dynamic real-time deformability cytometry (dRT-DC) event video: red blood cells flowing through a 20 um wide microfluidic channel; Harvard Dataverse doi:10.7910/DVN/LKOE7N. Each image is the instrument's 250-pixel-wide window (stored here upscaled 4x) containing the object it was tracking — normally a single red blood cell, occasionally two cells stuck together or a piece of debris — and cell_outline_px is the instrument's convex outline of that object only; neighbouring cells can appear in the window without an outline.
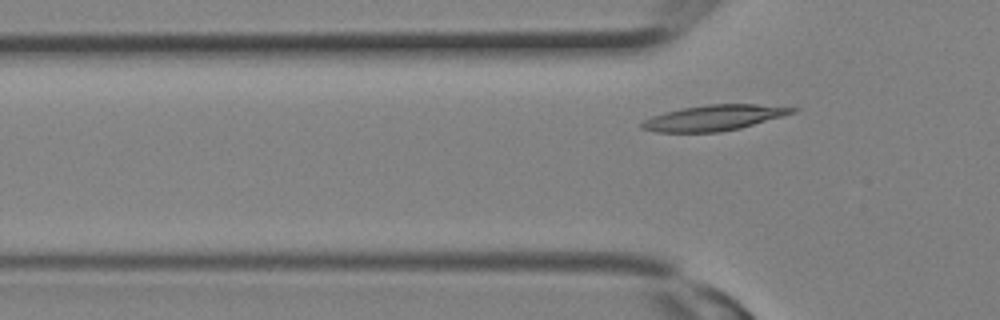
{"species": "Egyptian fruit bat (a non-hibernating species)", "species_latin": "Rousettus aegyptiacus", "temperature_condition": "room temperature", "stored_images_in_passage": 3, "camera_frame_rate_fps": 3000, "um_per_image_px": 0.085, "animal": {"sex": "female"}, "frame": {"image": 1, "passage_image": 3, "time_ms": 0.667, "image_size_px": [1000, 320], "cell_outline_px": [[800, 108], [796, 112], [740, 128], [720, 132], [656, 132], [640, 128], [640, 124], [644, 120], [652, 116], [664, 112], [680, 108], [708, 104], [756, 104]], "centroid_in_image_um": [60.66, 10.01], "position_along_channel_um": 65.1, "area_um2": 22.43}}